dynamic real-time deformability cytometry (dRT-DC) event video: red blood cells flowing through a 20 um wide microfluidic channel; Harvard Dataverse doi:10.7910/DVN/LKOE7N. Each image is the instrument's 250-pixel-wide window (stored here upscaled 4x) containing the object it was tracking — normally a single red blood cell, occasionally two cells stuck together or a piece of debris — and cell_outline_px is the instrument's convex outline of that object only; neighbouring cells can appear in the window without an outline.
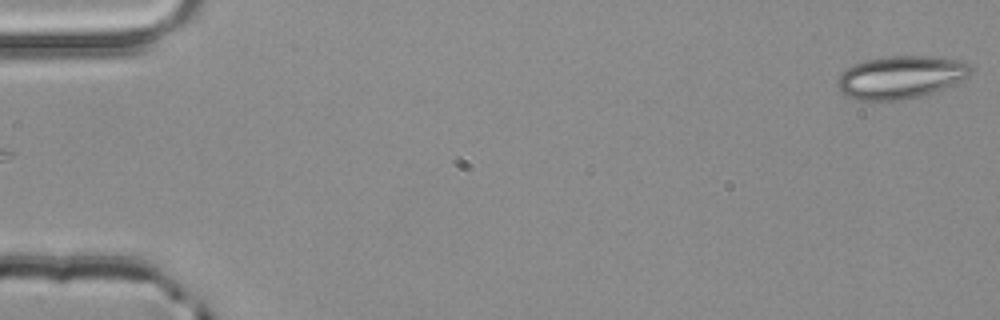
{"species": "common noctule bat (a hibernating species)", "species_latin": "Nyctalus noctula", "temperature_condition": "room temperature", "stored_images_in_passage": 4, "segment_of_instrument_passage": [2, 2], "camera_frame_rate_fps": 3000, "um_per_image_px": 0.085, "animal": {"sex": "male", "body_mass_g": 20.4}, "frame": {"image": 1, "passage_image": 4, "time_ms": 1.0, "image_size_px": [1000, 320], "cell_outline_px": [[972, 72], [968, 76], [932, 92], [920, 96], [904, 100], [856, 100], [844, 96], [840, 92], [836, 84], [836, 80], [848, 68], [864, 60], [888, 56], [940, 56], [964, 60], [972, 68]], "centroid_in_image_um": [76.54, 6.55], "position_along_channel_um": 8.5, "area_um2": 33.23}}